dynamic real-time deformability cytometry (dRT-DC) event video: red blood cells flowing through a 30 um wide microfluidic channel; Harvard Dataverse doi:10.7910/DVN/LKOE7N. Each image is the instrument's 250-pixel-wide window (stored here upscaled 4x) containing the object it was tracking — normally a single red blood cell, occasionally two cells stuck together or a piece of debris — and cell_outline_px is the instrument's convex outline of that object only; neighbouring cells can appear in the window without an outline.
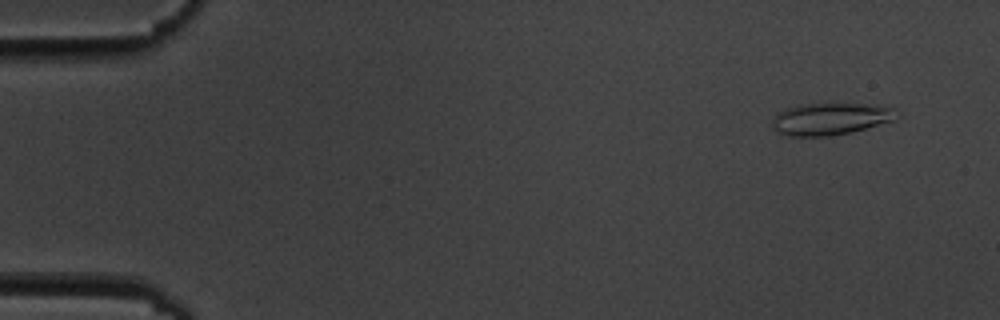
{"species": "common noctule bat (a hibernating species)", "species_latin": "Nyctalus noctula", "temperature_condition": "cold", "stored_images_in_passage": 10, "camera_frame_rate_fps": 3000, "um_per_image_px": 0.085, "animal": {"sex": "male", "body_mass_g": 19.5, "forearm_length_mm": 54.6}, "frame": {"image": 1, "passage_image": 2, "time_ms": 1.0, "image_size_px": [1000, 320], "cell_outline_px": [[900, 116], [896, 120], [848, 132], [828, 136], [788, 136], [776, 132], [772, 128], [772, 120], [780, 112], [788, 108], [804, 104], [864, 104], [892, 108]], "centroid_in_image_um": [70.57, 10.12], "position_along_channel_um": 14.4, "area_um2": 22.83}}
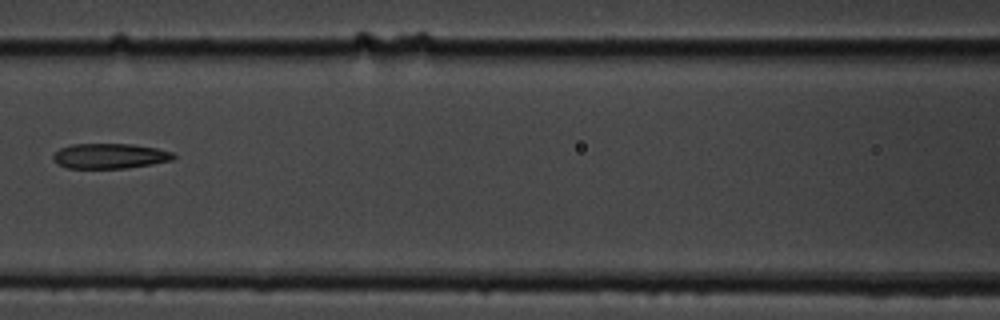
{"frame": {"image": 2, "passage_image": 8, "time_ms": 8.333, "image_size_px": [1000, 320], "cell_outline_px": [[176, 156], [172, 160], [152, 164], [124, 168], [68, 168], [56, 164], [52, 156], [60, 148], [72, 144], [132, 144], [156, 148], [172, 152]], "centroid_in_image_um": [9.32, 13.26], "position_along_channel_um": 157.3, "area_um2": 17.57}}
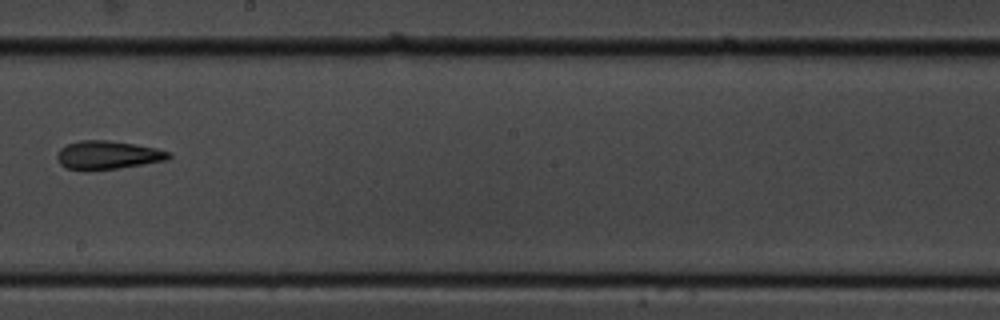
{"frame": {"image": 3, "passage_image": 10, "time_ms": 10.667, "image_size_px": [1000, 320], "cell_outline_px": [[172, 156], [168, 160], [116, 168], [64, 168], [56, 160], [56, 156], [60, 148], [68, 144], [80, 140], [108, 140], [156, 148], [168, 152]], "centroid_in_image_um": [9.14, 13.15], "position_along_channel_um": 239.1, "area_um2": 17.92}}